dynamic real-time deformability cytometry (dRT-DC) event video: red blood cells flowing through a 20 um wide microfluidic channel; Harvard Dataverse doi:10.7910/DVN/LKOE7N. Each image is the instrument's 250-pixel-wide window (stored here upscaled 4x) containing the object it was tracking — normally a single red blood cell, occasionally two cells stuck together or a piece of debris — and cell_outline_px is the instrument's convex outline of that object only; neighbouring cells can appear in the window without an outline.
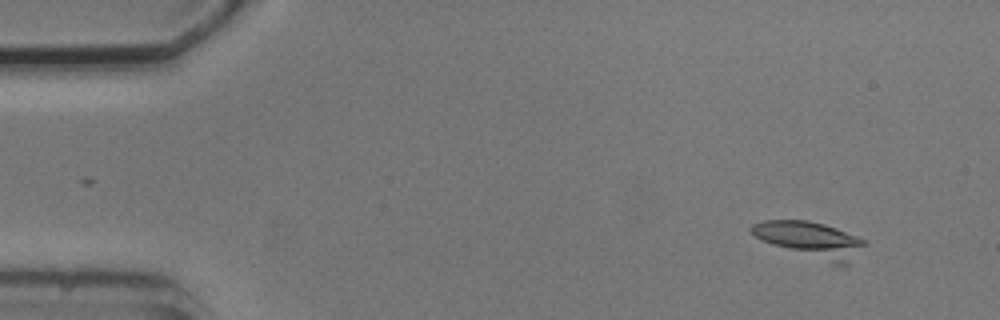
{"species": "common noctule bat (a hibernating species)", "species_latin": "Nyctalus noctula", "temperature_condition": "cold", "stored_images_in_passage": 5, "camera_frame_rate_fps": 3000, "um_per_image_px": 0.085, "animal": {"sex": "male", "body_mass_g": 20.5, "forearm_length_mm": 52.5}, "frame": {"image": 1, "passage_image": 2, "time_ms": 1.0, "image_size_px": [1000, 320], "cell_outline_px": [[868, 240], [848, 264], [832, 264], [772, 244], [756, 236], [748, 228], [752, 224], [764, 220], [808, 220], [824, 224], [836, 228]], "centroid_in_image_um": [68.9, 20.35], "position_along_channel_um": 16.1, "area_um2": 23.12}}